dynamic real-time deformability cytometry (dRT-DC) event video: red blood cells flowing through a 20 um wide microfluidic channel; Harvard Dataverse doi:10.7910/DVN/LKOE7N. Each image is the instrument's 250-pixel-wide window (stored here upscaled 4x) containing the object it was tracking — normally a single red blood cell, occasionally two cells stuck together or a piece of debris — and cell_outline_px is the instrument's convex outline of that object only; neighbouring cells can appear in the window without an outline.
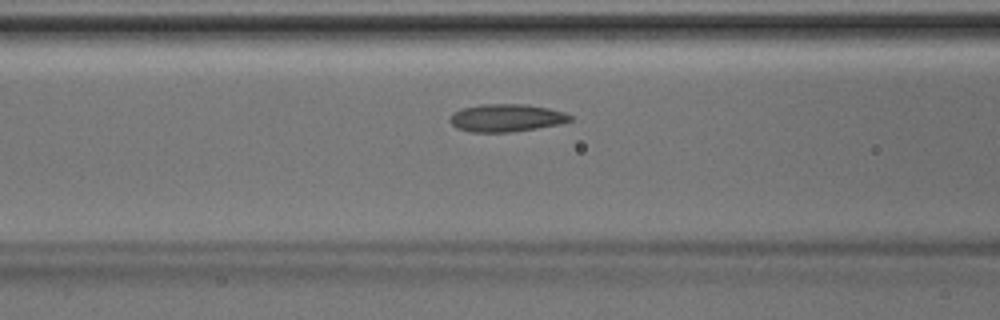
{"species": "Egyptian fruit bat (a non-hibernating species)", "species_latin": "Rousettus aegyptiacus", "temperature_condition": "room temperature", "stored_images_in_passage": 40, "camera_frame_rate_fps": 3000, "um_per_image_px": 0.085, "animal": {"sex": "male"}, "frame": {"image": 1, "passage_image": 12, "time_ms": 3.667, "image_size_px": [1000, 320], "cell_outline_px": [[572, 120], [560, 124], [512, 132], [472, 132], [456, 128], [448, 120], [452, 112], [464, 108], [480, 104], [528, 104], [548, 108], [564, 112], [572, 116]], "centroid_in_image_um": [43.02, 10.02], "position_along_channel_um": 123.6, "area_um2": 19.48}}
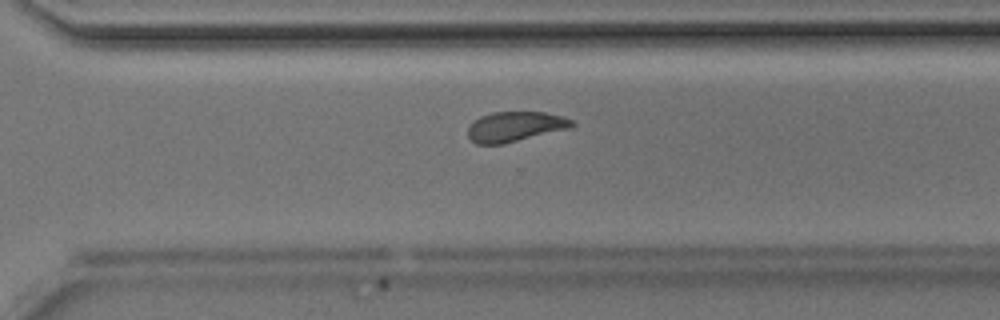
{"frame": {"image": 2, "passage_image": 26, "time_ms": 8.333, "image_size_px": [1000, 320], "cell_outline_px": [[576, 124], [572, 128], [504, 144], [476, 144], [468, 136], [468, 128], [480, 116], [492, 112], [544, 112], [564, 116], [572, 120]], "centroid_in_image_um": [43.84, 10.76], "position_along_channel_um": 326.8, "area_um2": 18.32}}
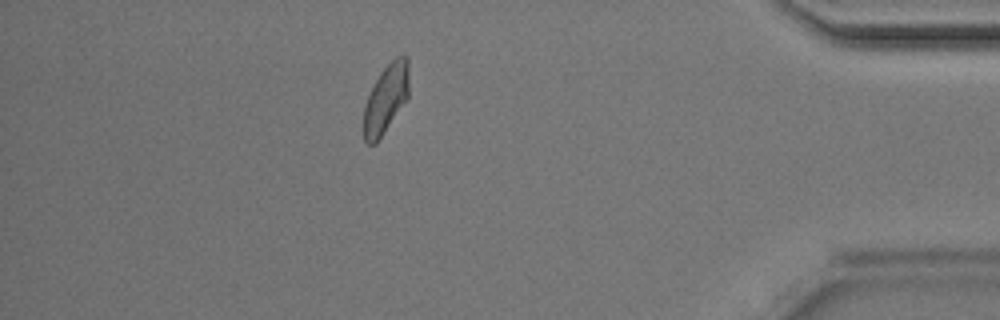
{"frame": {"image": 3, "passage_image": 34, "time_ms": 11.0, "image_size_px": [1000, 320], "cell_outline_px": [[408, 96], [376, 144], [368, 144], [364, 140], [364, 104], [380, 72], [396, 56], [408, 56]], "centroid_in_image_um": [32.79, 8.39], "position_along_channel_um": 402.4, "area_um2": 17.74}}